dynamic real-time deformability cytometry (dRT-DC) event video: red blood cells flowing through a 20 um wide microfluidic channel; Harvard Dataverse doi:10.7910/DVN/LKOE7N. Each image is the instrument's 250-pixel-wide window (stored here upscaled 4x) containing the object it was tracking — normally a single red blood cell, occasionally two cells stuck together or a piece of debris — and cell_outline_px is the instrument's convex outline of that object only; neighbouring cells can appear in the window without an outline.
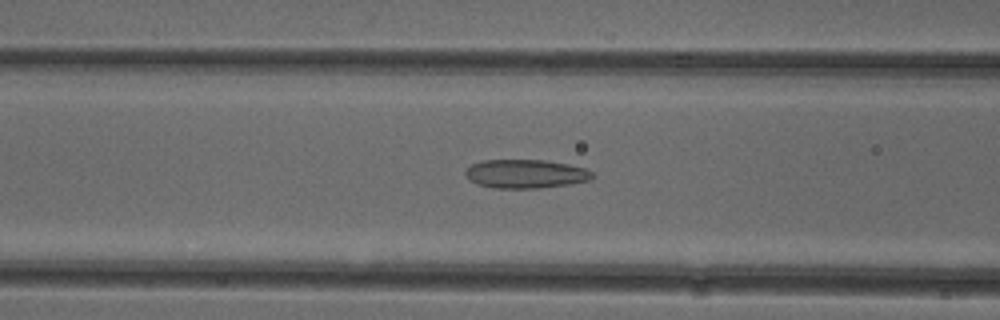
{"species": "common noctule bat (a hibernating species)", "species_latin": "Nyctalus noctula", "temperature_condition": "cold", "stored_images_in_passage": 51, "camera_frame_rate_fps": 3000, "um_per_image_px": 0.085, "animal": {"sex": "female"}, "frame": {"image": 1, "passage_image": 21, "time_ms": 6.667, "image_size_px": [1000, 320], "cell_outline_px": [[596, 176], [592, 180], [568, 184], [540, 188], [492, 188], [480, 184], [472, 180], [464, 172], [472, 164], [480, 160], [544, 160], [568, 164], [584, 168], [592, 172]], "centroid_in_image_um": [44.73, 14.77], "position_along_channel_um": 121.9, "area_um2": 21.15}}
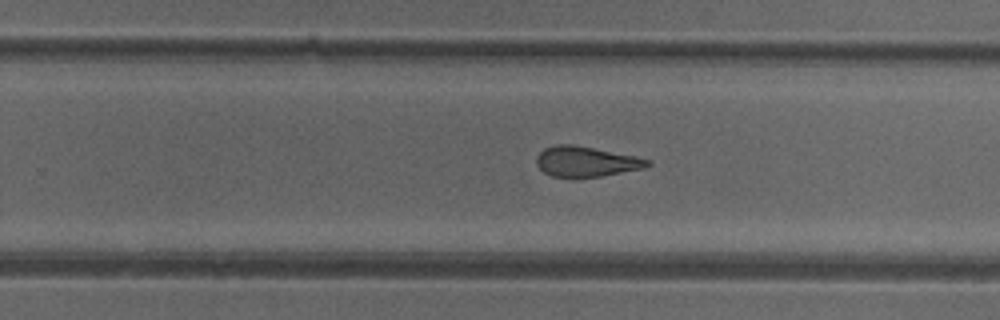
{"frame": {"image": 2, "passage_image": 33, "time_ms": 10.667, "image_size_px": [1000, 320], "cell_outline_px": [[652, 164], [644, 168], [600, 176], [572, 180], [552, 176], [544, 172], [536, 164], [536, 156], [544, 148], [556, 144], [572, 144], [636, 156], [648, 160]], "centroid_in_image_um": [49.76, 13.76], "position_along_channel_um": 280.0, "area_um2": 19.94}}
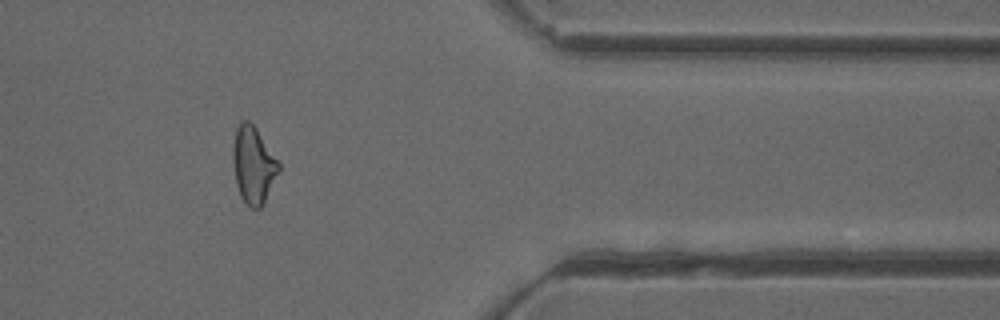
{"frame": {"image": 3, "passage_image": 43, "time_ms": 14.0, "image_size_px": [1000, 320], "cell_outline_px": [[280, 168], [264, 204], [260, 208], [252, 208], [240, 196], [236, 184], [232, 164], [232, 148], [236, 128], [240, 120], [248, 120], [256, 128], [280, 164]], "centroid_in_image_um": [21.51, 14.01], "position_along_channel_um": 389.9, "area_um2": 20.52}}